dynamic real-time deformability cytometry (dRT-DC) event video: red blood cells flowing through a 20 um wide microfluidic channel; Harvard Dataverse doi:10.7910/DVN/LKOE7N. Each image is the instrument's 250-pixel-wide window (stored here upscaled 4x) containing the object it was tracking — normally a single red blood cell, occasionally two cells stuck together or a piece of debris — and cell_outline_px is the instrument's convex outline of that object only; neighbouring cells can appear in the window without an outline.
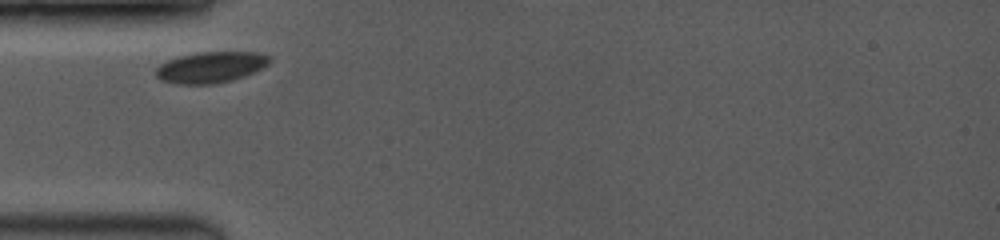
{"species": "common noctule bat (a hibernating species)", "species_latin": "Nyctalus noctula", "temperature_condition": "room temperature", "stored_images_in_passage": 27, "camera_frame_rate_fps": 3500, "um_per_image_px": 0.085, "animal": {"sex": "female", "body_mass_g": 19.0, "forearm_length_mm": 53.3}, "frame": {"image": 1, "passage_image": 1, "time_ms": 0.0, "image_size_px": [1000, 240], "cell_outline_px": [[272, 60], [268, 64], [244, 76], [232, 80], [216, 84], [180, 84], [160, 80], [156, 76], [156, 68], [160, 64], [168, 60], [180, 56], [196, 52], [256, 52], [272, 56]], "centroid_in_image_um": [17.91, 5.71], "position_along_channel_um": 67.1, "area_um2": 20.58}}
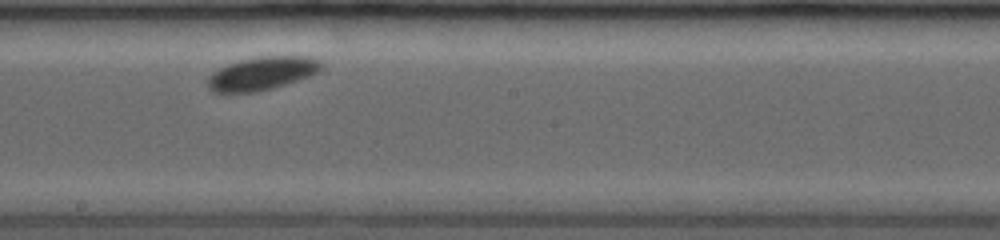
{"frame": {"image": 2, "passage_image": 11, "time_ms": 4.286, "image_size_px": [1000, 240], "cell_outline_px": [[324, 64], [316, 72], [308, 76], [272, 88], [256, 92], [212, 92], [208, 88], [208, 76], [212, 72], [228, 64], [240, 60], [260, 56], [308, 56]], "centroid_in_image_um": [22.22, 6.24], "position_along_channel_um": 226.0, "area_um2": 21.68}}
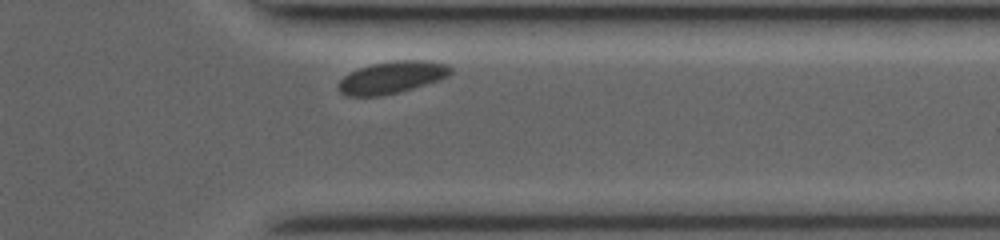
{"frame": {"image": 3, "passage_image": 22, "time_ms": 8.286, "image_size_px": [1000, 240], "cell_outline_px": [[452, 72], [448, 76], [440, 80], [400, 92], [380, 96], [348, 96], [340, 92], [340, 80], [344, 76], [360, 68], [372, 64], [396, 60], [424, 60], [448, 64], [452, 68]], "centroid_in_image_um": [33.37, 6.58], "position_along_channel_um": 378.0, "area_um2": 20.87}, "authors_computed_cell_mechanics": {"area_um2": 20.9236, "velocity_mm_per_s": 3.7594, "shape_relaxation_time_tau1_ms": 0.7323, "shape_relaxation_time_tau2_ms": null, "deformation_change_tau1": 0.0252, "deformation_change_tau2": null}}